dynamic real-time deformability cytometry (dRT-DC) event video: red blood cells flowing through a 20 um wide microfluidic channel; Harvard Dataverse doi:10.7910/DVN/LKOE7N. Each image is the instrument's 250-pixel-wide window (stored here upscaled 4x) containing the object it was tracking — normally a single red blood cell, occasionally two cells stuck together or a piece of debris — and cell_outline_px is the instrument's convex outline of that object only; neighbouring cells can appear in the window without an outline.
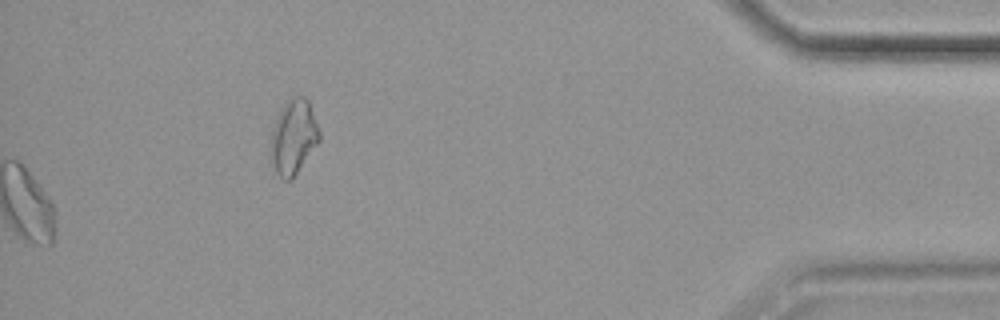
{"species": "common noctule bat (a hibernating species)", "species_latin": "Nyctalus noctula", "temperature_condition": "cold", "stored_images_in_passage": 44, "camera_frame_rate_fps": 3000, "um_per_image_px": 0.085, "animal": {"sex": "female", "body_mass_g": 19.9}, "frame": {"image": 1, "passage_image": 44, "time_ms": 14.333, "image_size_px": [1000, 320], "cell_outline_px": [[320, 140], [292, 180], [284, 180], [268, 164], [272, 128], [284, 104], [296, 96], [304, 96], [308, 100], [320, 132]], "centroid_in_image_um": [24.91, 11.71], "position_along_channel_um": 410.3, "area_um2": 21.27}}